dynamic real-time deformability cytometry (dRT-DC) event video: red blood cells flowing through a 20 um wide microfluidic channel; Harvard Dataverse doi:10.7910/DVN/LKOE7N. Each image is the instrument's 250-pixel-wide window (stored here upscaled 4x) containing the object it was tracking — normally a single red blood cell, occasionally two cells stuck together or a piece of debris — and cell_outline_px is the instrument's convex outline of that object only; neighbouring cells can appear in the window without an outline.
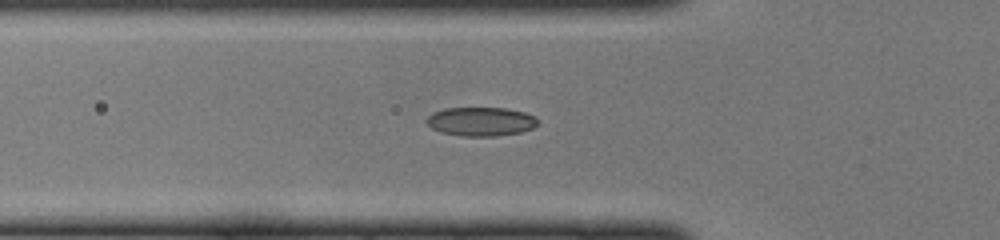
{"species": "common noctule bat (a hibernating species)", "species_latin": "Nyctalus noctula", "temperature_condition": "cold", "stored_images_in_passage": 31, "camera_frame_rate_fps": 3000, "um_per_image_px": 0.085, "animal": {"sex": "female", "body_mass_g": 22.0, "forearm_length_mm": 56.7}, "frame": {"image": 1, "passage_image": 4, "time_ms": 1.0, "image_size_px": [1000, 240], "cell_outline_px": [[540, 120], [532, 128], [520, 132], [496, 136], [460, 136], [440, 132], [432, 128], [424, 120], [432, 112], [444, 108], [504, 108], [524, 112], [536, 116]], "centroid_in_image_um": [40.85, 10.33], "position_along_channel_um": 84.9, "area_um2": 18.84}}
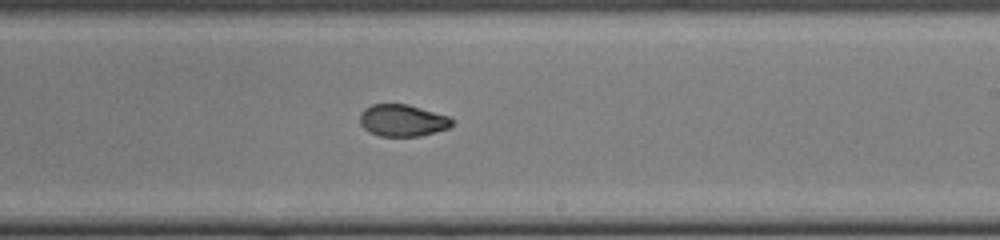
{"frame": {"image": 2, "passage_image": 16, "time_ms": 5.0, "image_size_px": [1000, 240], "cell_outline_px": [[452, 124], [448, 128], [420, 136], [380, 136], [368, 132], [360, 124], [360, 112], [364, 108], [372, 104], [408, 104], [448, 116], [452, 120]], "centroid_in_image_um": [34.17, 10.23], "position_along_channel_um": 254.8, "area_um2": 17.11}}
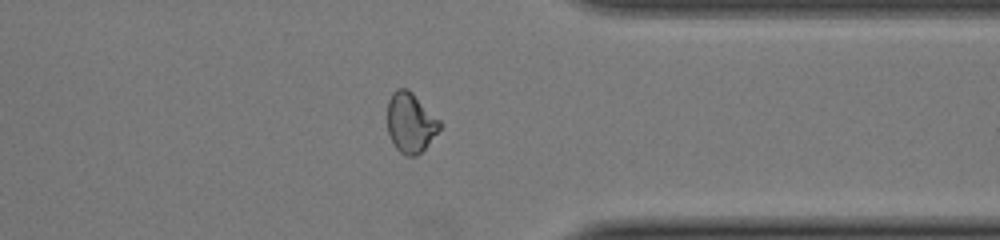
{"frame": {"image": 3, "passage_image": 25, "time_ms": 8.0, "image_size_px": [1000, 240], "cell_outline_px": [[440, 128], [424, 148], [416, 156], [404, 156], [396, 148], [388, 132], [388, 100], [392, 92], [396, 88], [408, 88], [440, 120]], "centroid_in_image_um": [34.87, 10.4], "position_along_channel_um": 376.5, "area_um2": 18.09}}